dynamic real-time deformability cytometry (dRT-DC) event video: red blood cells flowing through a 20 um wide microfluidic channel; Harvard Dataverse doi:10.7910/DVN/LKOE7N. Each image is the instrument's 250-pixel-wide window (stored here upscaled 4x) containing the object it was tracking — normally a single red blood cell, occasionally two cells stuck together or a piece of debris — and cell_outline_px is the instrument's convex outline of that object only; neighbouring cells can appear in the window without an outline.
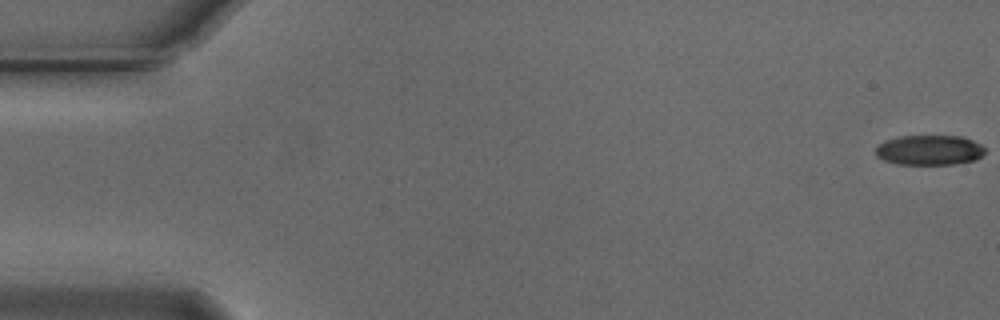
{"species": "Egyptian fruit bat (a non-hibernating species)", "species_latin": "Rousettus aegyptiacus", "temperature_condition": "cold", "stored_images_in_passage": 55, "camera_frame_rate_fps": 3000, "um_per_image_px": 0.085, "animal": {"sex": "male"}, "frame": {"image": 1, "passage_image": 1, "time_ms": 0.0, "image_size_px": [1000, 320], "cell_outline_px": [[984, 152], [976, 160], [956, 164], [896, 164], [884, 160], [876, 156], [876, 148], [884, 140], [900, 136], [960, 136], [972, 140], [980, 144], [984, 148]], "centroid_in_image_um": [78.98, 12.76], "position_along_channel_um": 6.0, "area_um2": 19.07}}
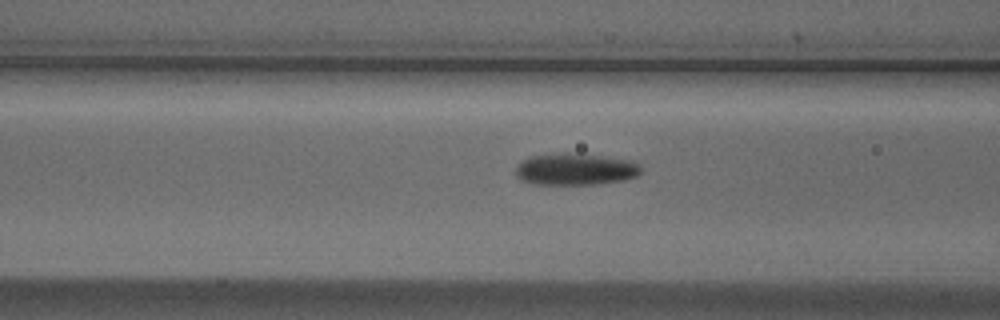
{"frame": {"image": 2, "passage_image": 22, "time_ms": 7.0, "image_size_px": [1000, 320], "cell_outline_px": [[640, 172], [636, 176], [624, 180], [596, 184], [532, 184], [520, 180], [516, 176], [516, 168], [528, 156], [604, 156], [632, 160], [640, 164]], "centroid_in_image_um": [48.95, 14.44], "position_along_channel_um": 117.7, "area_um2": 22.25}}
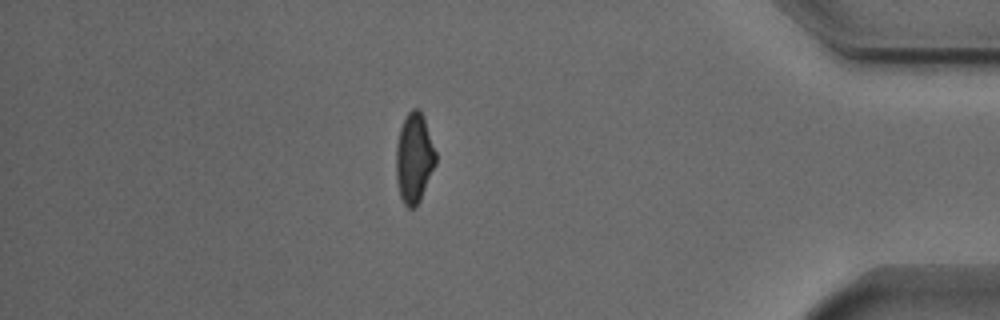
{"frame": {"image": 3, "passage_image": 48, "time_ms": 15.667, "image_size_px": [1000, 320], "cell_outline_px": [[436, 164], [420, 200], [416, 208], [408, 208], [404, 204], [400, 196], [396, 180], [396, 144], [400, 128], [408, 112], [412, 108], [420, 108], [424, 116], [436, 152]], "centroid_in_image_um": [35.2, 13.43], "position_along_channel_um": 400.0, "area_um2": 20.98}, "authors_computed_cell_mechanics": {"area_um2": 21.4438, "velocity_mm_per_s": 3.7326, "shape_relaxation_time_tau1_ms": 2.8073, "shape_relaxation_time_tau2_ms": 2.212, "deformation_change_tau1": 0.1284, "deformation_change_tau2": 0.0745}}